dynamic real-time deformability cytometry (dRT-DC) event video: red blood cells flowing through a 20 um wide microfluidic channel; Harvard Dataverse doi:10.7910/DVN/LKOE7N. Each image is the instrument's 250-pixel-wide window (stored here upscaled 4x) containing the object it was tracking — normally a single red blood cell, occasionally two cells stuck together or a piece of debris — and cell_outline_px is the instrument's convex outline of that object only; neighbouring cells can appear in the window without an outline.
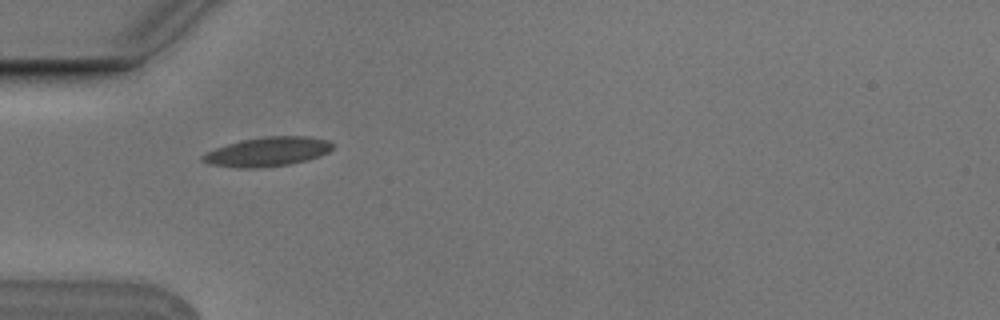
{"species": "Egyptian fruit bat (a non-hibernating species)", "species_latin": "Rousettus aegyptiacus", "temperature_condition": "cold", "stored_images_in_passage": 5, "camera_frame_rate_fps": 3000, "um_per_image_px": 0.085, "animal": {"sex": "male"}, "frame": {"image": 1, "passage_image": 1, "time_ms": 0.0, "image_size_px": [1000, 320], "cell_outline_px": [[332, 148], [328, 152], [320, 156], [308, 160], [288, 164], [256, 168], [236, 168], [208, 164], [200, 160], [200, 156], [204, 152], [240, 140], [268, 136], [308, 136], [328, 140], [332, 144]], "centroid_in_image_um": [22.69, 12.9], "position_along_channel_um": 62.3, "area_um2": 22.25}}
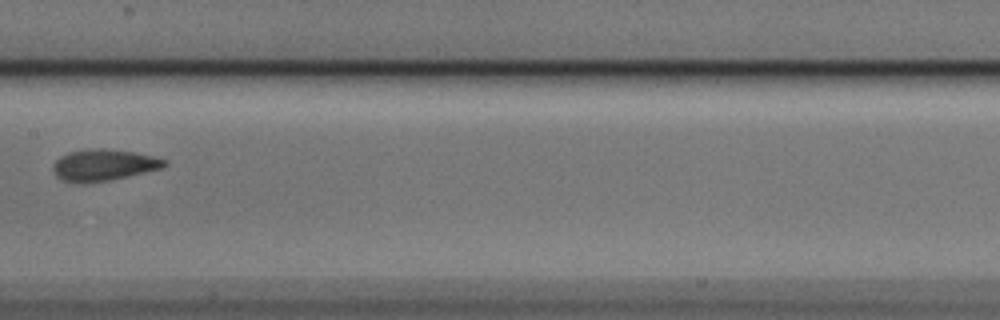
{"frame": {"image": 2, "passage_image": 4, "time_ms": 1.0, "image_size_px": [1000, 320], "cell_outline_px": [[168, 164], [160, 168], [144, 172], [108, 180], [64, 180], [56, 176], [52, 168], [52, 164], [60, 156], [68, 152], [84, 148], [104, 148], [136, 152], [168, 160]], "centroid_in_image_um": [8.82, 13.96], "position_along_channel_um": 198.6, "area_um2": 19.88}}
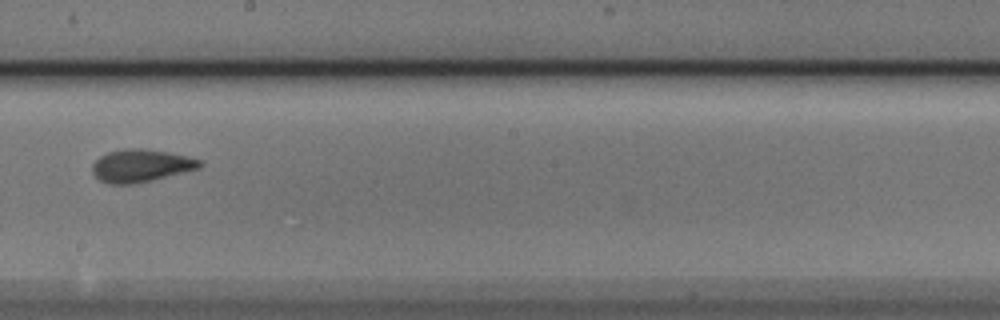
{"frame": {"image": 3, "passage_image": 5, "time_ms": 1.333, "image_size_px": [1000, 320], "cell_outline_px": [[204, 164], [200, 168], [152, 180], [132, 184], [108, 184], [100, 180], [92, 172], [92, 164], [100, 156], [108, 152], [124, 148], [144, 148], [168, 152], [188, 156], [204, 160]], "centroid_in_image_um": [12.01, 14.07], "position_along_channel_um": 236.2, "area_um2": 20.63}}